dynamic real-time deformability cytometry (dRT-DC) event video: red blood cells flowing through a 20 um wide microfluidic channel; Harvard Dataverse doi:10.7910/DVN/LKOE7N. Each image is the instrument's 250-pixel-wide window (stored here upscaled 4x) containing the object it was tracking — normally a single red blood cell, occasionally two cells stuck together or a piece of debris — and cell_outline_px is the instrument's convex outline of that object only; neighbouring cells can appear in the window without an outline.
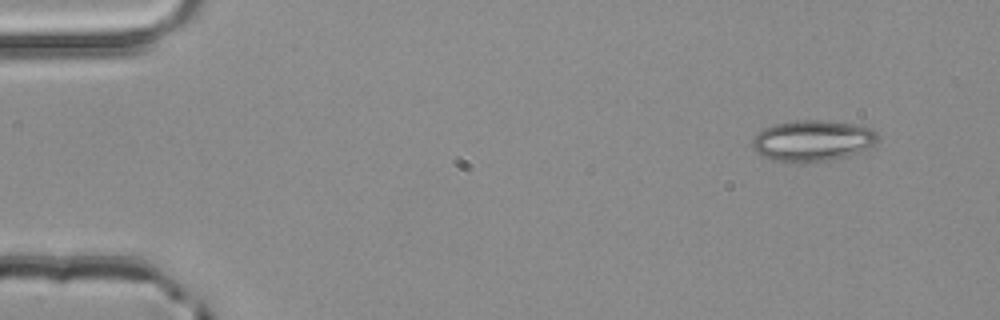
{"species": "common noctule bat (a hibernating species)", "species_latin": "Nyctalus noctula", "temperature_condition": "room temperature", "stored_images_in_passage": 3, "camera_frame_rate_fps": 3000, "um_per_image_px": 0.085, "animal": {"sex": "male", "body_mass_g": 20.4}, "frame": {"image": 1, "passage_image": 1, "time_ms": 0.0, "image_size_px": [1000, 320], "cell_outline_px": [[880, 136], [876, 144], [872, 148], [848, 156], [824, 160], [796, 164], [772, 160], [760, 156], [752, 148], [752, 140], [764, 128], [776, 124], [796, 120], [820, 120], [852, 124], [872, 128]], "centroid_in_image_um": [69.09, 11.98], "position_along_channel_um": 15.9, "area_um2": 30.35}}